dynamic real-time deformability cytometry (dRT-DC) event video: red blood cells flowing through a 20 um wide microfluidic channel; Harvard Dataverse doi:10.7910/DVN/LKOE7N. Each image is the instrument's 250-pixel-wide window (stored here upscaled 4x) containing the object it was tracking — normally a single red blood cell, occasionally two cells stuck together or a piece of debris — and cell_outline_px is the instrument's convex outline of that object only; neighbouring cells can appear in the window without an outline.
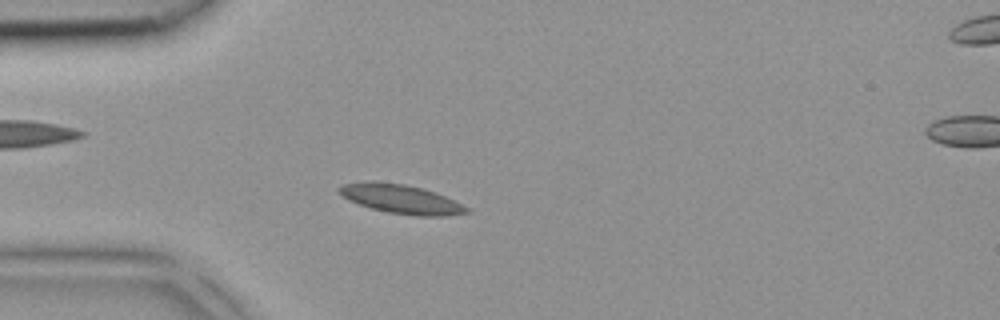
{"species": "common noctule bat (a hibernating species)", "species_latin": "Nyctalus noctula", "temperature_condition": "room temperature", "stored_images_in_passage": 35, "camera_frame_rate_fps": 3000, "um_per_image_px": 0.085, "animal": {"sex": "female", "body_mass_g": 18.4}, "frame": {"image": 1, "passage_image": 4, "time_ms": 1.0, "image_size_px": [1000, 320], "cell_outline_px": [[472, 212], [448, 216], [416, 216], [388, 212], [372, 208], [348, 200], [340, 196], [336, 188], [340, 184], [368, 180], [372, 180], [404, 184], [420, 188], [444, 196], [468, 208]], "centroid_in_image_um": [34.0, 16.91], "position_along_channel_um": 51.0, "area_um2": 21.62}}
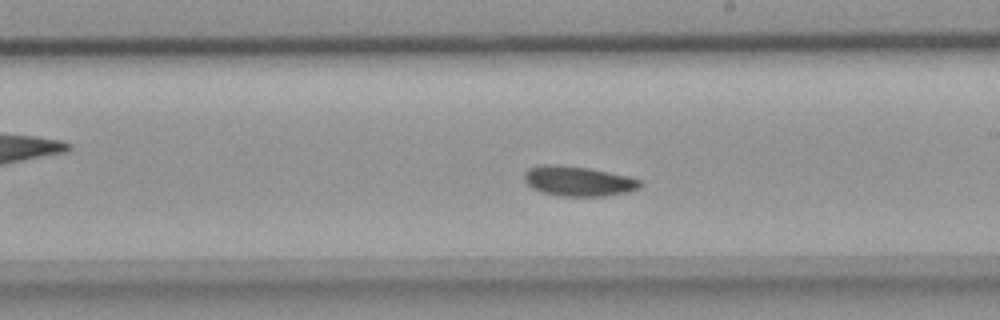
{"frame": {"image": 2, "passage_image": 17, "time_ms": 5.333, "image_size_px": [1000, 320], "cell_outline_px": [[644, 184], [640, 188], [628, 192], [604, 196], [560, 196], [540, 192], [532, 188], [524, 180], [524, 172], [528, 168], [540, 164], [556, 164], [588, 168], [628, 176], [640, 180]], "centroid_in_image_um": [49.14, 15.39], "position_along_channel_um": 239.9, "area_um2": 20.4}}
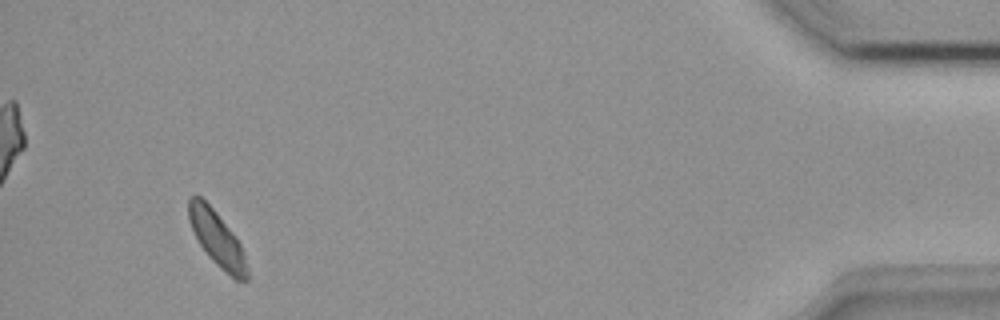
{"frame": {"image": 3, "passage_image": 33, "time_ms": 10.667, "image_size_px": [1000, 320], "cell_outline_px": [[248, 280], [236, 280], [220, 268], [208, 256], [200, 244], [188, 220], [188, 196], [200, 196], [216, 212], [232, 232], [240, 244], [244, 252], [248, 268]], "centroid_in_image_um": [18.45, 20.3], "position_along_channel_um": 416.8, "area_um2": 18.55}}